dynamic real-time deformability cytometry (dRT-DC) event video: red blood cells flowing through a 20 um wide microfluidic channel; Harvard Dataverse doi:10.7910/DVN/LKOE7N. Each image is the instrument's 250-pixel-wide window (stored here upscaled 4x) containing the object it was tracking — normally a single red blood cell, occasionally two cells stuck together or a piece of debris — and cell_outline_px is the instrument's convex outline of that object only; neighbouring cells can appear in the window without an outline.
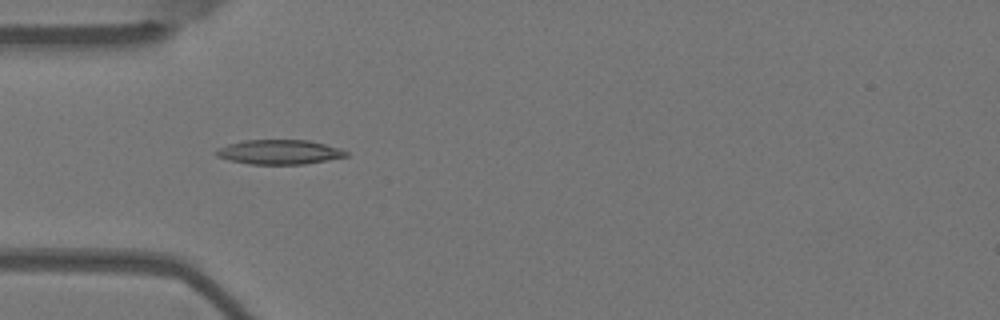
{"species": "Egyptian fruit bat (a non-hibernating species)", "species_latin": "Rousettus aegyptiacus", "temperature_condition": "warm", "stored_images_in_passage": 4, "camera_frame_rate_fps": 3000, "um_per_image_px": 0.085, "animal": {"sex": "female"}, "frame": {"image": 1, "passage_image": 4, "time_ms": 1.0, "image_size_px": [1000, 320], "cell_outline_px": [[348, 156], [304, 164], [248, 164], [216, 156], [216, 152], [220, 148], [228, 144], [244, 140], [308, 140], [340, 148], [348, 152]], "centroid_in_image_um": [23.77, 12.92], "position_along_channel_um": 61.2, "area_um2": 18.32}}